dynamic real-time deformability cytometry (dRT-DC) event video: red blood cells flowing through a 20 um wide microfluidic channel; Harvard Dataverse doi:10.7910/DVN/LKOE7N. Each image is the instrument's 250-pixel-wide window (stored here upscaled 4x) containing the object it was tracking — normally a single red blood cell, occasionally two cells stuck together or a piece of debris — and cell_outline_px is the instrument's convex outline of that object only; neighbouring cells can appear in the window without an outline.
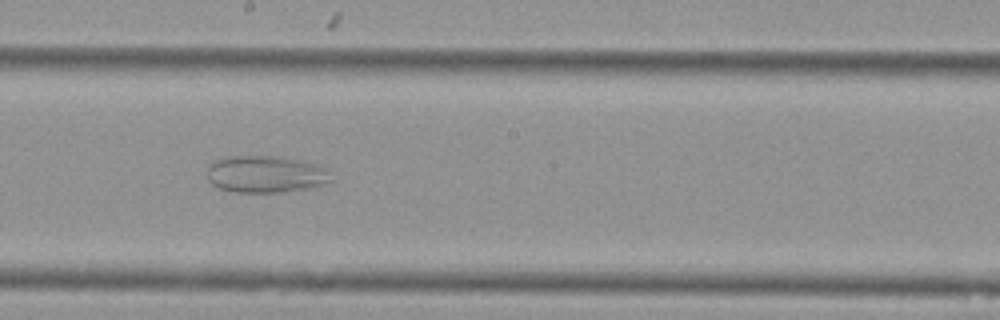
{"species": "Egyptian fruit bat (a non-hibernating species)", "species_latin": "Rousettus aegyptiacus", "temperature_condition": "cold", "stored_images_in_passage": 56, "camera_frame_rate_fps": 3000, "um_per_image_px": 0.085, "animal": {"sex": "female"}, "frame": {"image": 1, "passage_image": 31, "time_ms": 10.0, "image_size_px": [1000, 320], "cell_outline_px": [[332, 180], [316, 188], [284, 192], [236, 192], [220, 188], [212, 184], [208, 180], [208, 164], [224, 156], [280, 156], [304, 160], [316, 164], [324, 168]], "centroid_in_image_um": [22.59, 14.8], "position_along_channel_um": 225.6, "area_um2": 27.05}}
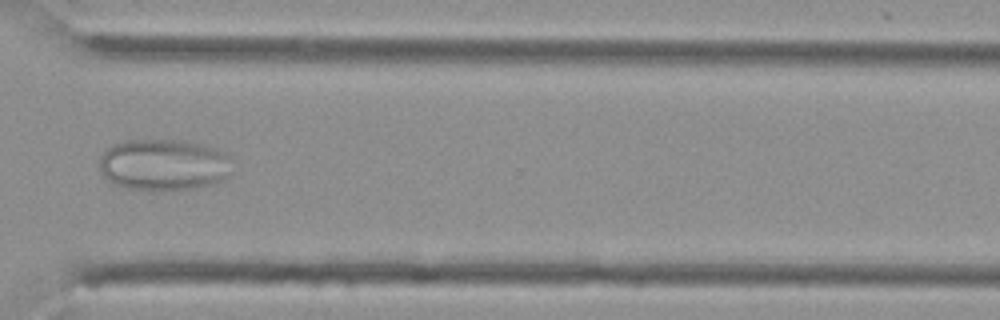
{"frame": {"image": 2, "passage_image": 42, "time_ms": 13.667, "image_size_px": [1000, 320], "cell_outline_px": [[228, 176], [224, 180], [212, 184], [192, 188], [128, 188], [116, 184], [108, 180], [104, 176], [100, 168], [100, 160], [104, 152], [108, 148], [116, 144], [128, 140], [184, 140], [220, 148], [228, 156]], "centroid_in_image_um": [13.93, 13.97], "position_along_channel_um": 356.7, "area_um2": 39.02}}
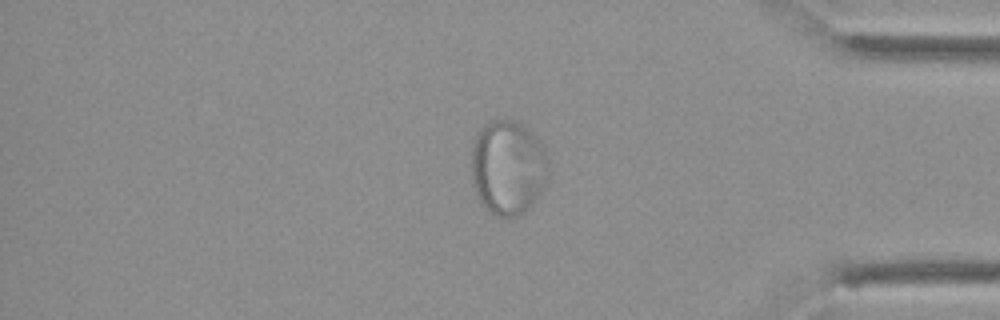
{"frame": {"image": 3, "passage_image": 47, "time_ms": 15.333, "image_size_px": [1000, 320], "cell_outline_px": [[548, 184], [532, 208], [520, 216], [492, 216], [480, 204], [472, 184], [472, 140], [480, 128], [488, 120], [508, 116], [516, 120], [528, 128], [540, 140], [548, 160]], "centroid_in_image_um": [43.19, 14.23], "position_along_channel_um": 392.0, "area_um2": 44.33}}